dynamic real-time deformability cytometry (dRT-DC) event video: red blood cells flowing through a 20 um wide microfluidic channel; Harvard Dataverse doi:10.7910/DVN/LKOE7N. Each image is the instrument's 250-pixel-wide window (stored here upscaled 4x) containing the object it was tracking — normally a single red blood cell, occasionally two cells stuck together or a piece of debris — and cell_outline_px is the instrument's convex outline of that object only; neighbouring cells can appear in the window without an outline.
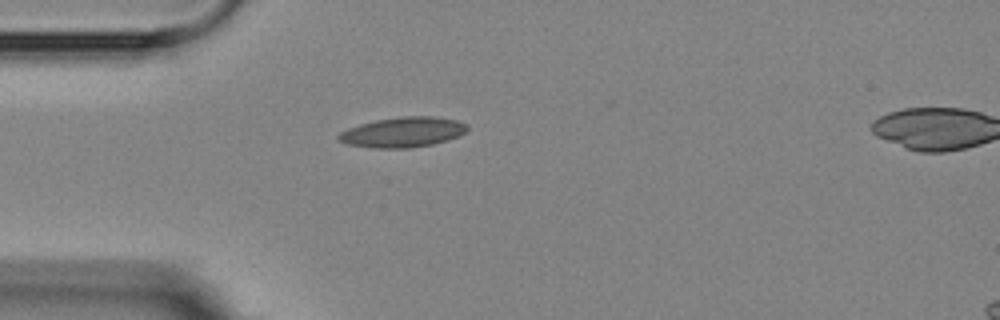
{"species": "Egyptian fruit bat (a non-hibernating species)", "species_latin": "Rousettus aegyptiacus", "temperature_condition": "room temperature", "stored_images_in_passage": 4, "camera_frame_rate_fps": 3000, "um_per_image_px": 0.085, "animal": {"sex": "female"}, "frame": {"image": 1, "passage_image": 2, "time_ms": 2.667, "image_size_px": [1000, 320], "cell_outline_px": [[468, 128], [464, 132], [448, 140], [432, 144], [408, 148], [372, 148], [348, 144], [336, 140], [336, 136], [340, 132], [348, 128], [360, 124], [376, 120], [400, 116], [436, 116], [456, 120], [468, 124]], "centroid_in_image_um": [34.21, 11.23], "position_along_channel_um": 50.8, "area_um2": 22.66}}
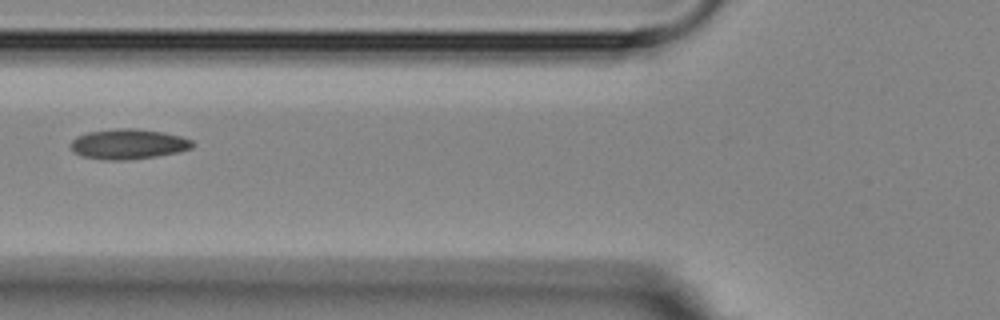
{"frame": {"image": 2, "passage_image": 4, "time_ms": 4.667, "image_size_px": [1000, 320], "cell_outline_px": [[192, 148], [180, 152], [156, 156], [128, 160], [100, 160], [80, 156], [72, 152], [68, 144], [76, 136], [88, 132], [116, 128], [136, 128], [164, 132], [180, 136], [192, 140]], "centroid_in_image_um": [10.84, 12.25], "position_along_channel_um": 115.0, "area_um2": 21.79}}